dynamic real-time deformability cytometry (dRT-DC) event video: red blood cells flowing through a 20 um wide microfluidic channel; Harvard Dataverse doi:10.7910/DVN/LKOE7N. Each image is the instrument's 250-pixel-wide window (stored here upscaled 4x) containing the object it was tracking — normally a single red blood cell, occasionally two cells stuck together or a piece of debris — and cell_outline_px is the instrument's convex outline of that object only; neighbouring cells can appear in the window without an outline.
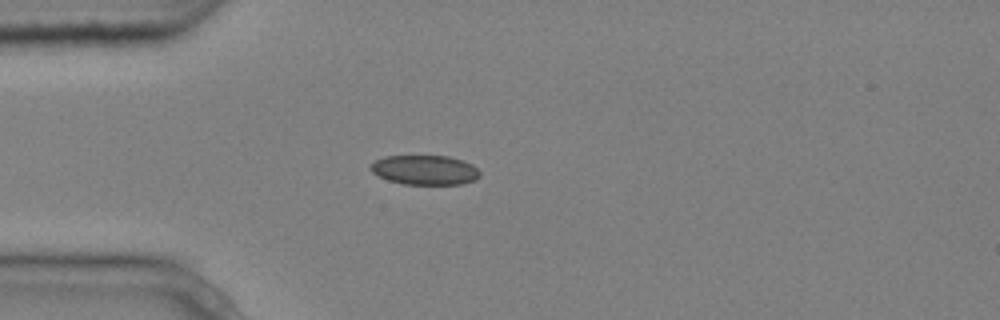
{"species": "common noctule bat (a hibernating species)", "species_latin": "Nyctalus noctula", "temperature_condition": "cold", "stored_images_in_passage": 4, "camera_frame_rate_fps": 3000, "um_per_image_px": 0.085, "animal": {"sex": "male", "body_mass_g": 20.4}, "frame": {"image": 1, "passage_image": 4, "time_ms": 1.0, "image_size_px": [1000, 320], "cell_outline_px": [[480, 176], [476, 180], [460, 184], [404, 184], [388, 180], [372, 172], [368, 168], [376, 160], [384, 156], [448, 156], [472, 164], [480, 172]], "centroid_in_image_um": [36.11, 14.45], "position_along_channel_um": 48.9, "area_um2": 18.73}}